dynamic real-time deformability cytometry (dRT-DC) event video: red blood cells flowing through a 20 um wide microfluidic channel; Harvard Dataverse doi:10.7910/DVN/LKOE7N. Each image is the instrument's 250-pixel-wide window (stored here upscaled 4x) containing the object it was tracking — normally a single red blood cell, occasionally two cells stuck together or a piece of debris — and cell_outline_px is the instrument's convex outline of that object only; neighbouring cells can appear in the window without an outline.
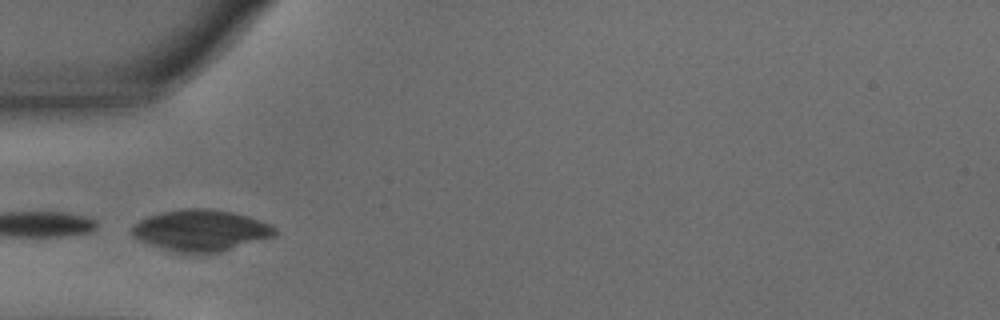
{"species": "common noctule bat (a hibernating species)", "species_latin": "Nyctalus noctula", "temperature_condition": "warm", "stored_images_in_passage": 26, "camera_frame_rate_fps": 3000, "um_per_image_px": 0.085, "animal": {"sex": "male", "body_mass_g": 15.6}, "frame": {"image": 1, "passage_image": 1, "time_ms": 0.0, "image_size_px": [1000, 320], "cell_outline_px": [[280, 232], [276, 236], [220, 252], [176, 252], [160, 248], [148, 244], [132, 236], [132, 224], [148, 216], [160, 212], [180, 208], [212, 208], [232, 212], [248, 216], [260, 220], [276, 228]], "centroid_in_image_um": [17.08, 19.57], "position_along_channel_um": 67.9, "area_um2": 34.62}}
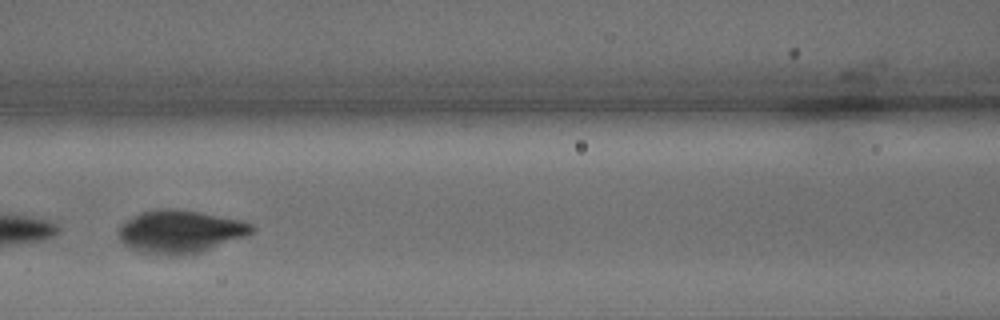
{"frame": {"image": 2, "passage_image": 8, "time_ms": 2.333, "image_size_px": [1000, 320], "cell_outline_px": [[256, 228], [252, 232], [244, 236], [200, 252], [188, 256], [160, 256], [140, 252], [128, 248], [120, 240], [116, 232], [116, 228], [124, 220], [140, 212], [156, 208], [176, 208], [200, 212], [240, 220], [252, 224]], "centroid_in_image_um": [15.21, 19.69], "position_along_channel_um": 151.4, "area_um2": 33.99}, "authors_computed_cell_mechanics": {"area_um2": 19.3341, "velocity_mm_per_s": 3.5844, "shape_relaxation_time_tau1_ms": 1.0258, "shape_relaxation_time_tau2_ms": null, "deformation_change_tau1": 0.0503, "deformation_change_tau2": null}}